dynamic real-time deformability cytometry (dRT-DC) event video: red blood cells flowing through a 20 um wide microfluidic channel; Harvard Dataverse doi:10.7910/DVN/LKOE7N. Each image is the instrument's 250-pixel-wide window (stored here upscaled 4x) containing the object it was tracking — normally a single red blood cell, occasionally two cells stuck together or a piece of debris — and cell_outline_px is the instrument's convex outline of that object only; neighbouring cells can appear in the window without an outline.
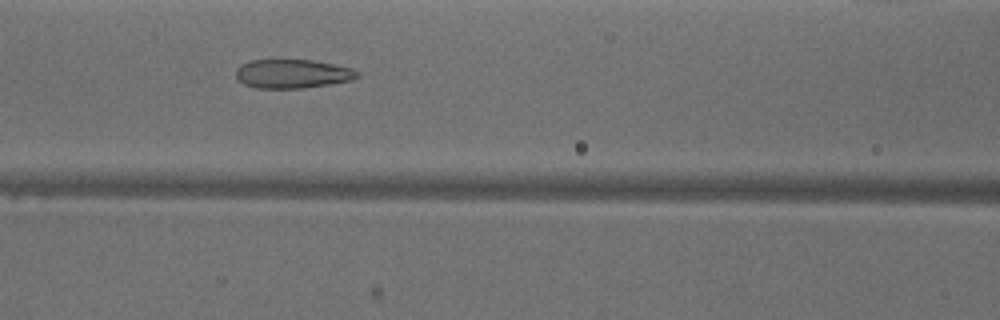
{"species": "common noctule bat (a hibernating species)", "species_latin": "Nyctalus noctula", "temperature_condition": "warm", "stored_images_in_passage": 39, "camera_frame_rate_fps": 3000, "um_per_image_px": 0.085, "animal": {"sex": "male", "body_mass_g": 18.8}, "frame": {"image": 1, "passage_image": 20, "time_ms": 6.333, "image_size_px": [1000, 320], "cell_outline_px": [[360, 76], [352, 80], [304, 88], [256, 88], [244, 84], [236, 76], [236, 68], [240, 64], [252, 60], [312, 60], [352, 68], [360, 72]], "centroid_in_image_um": [24.87, 6.27], "position_along_channel_um": 141.7, "area_um2": 20.4}}
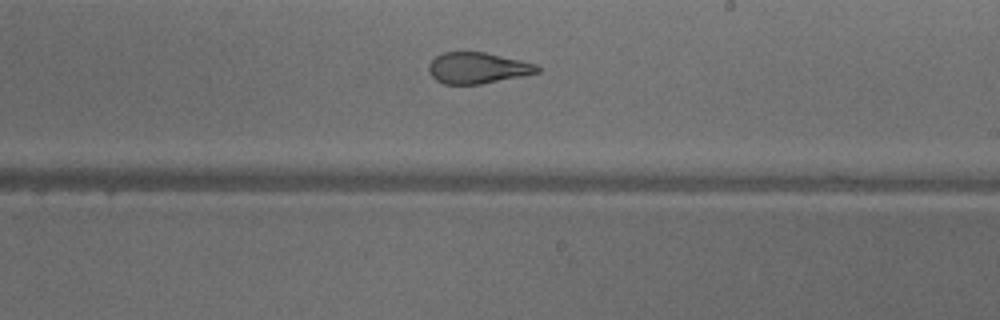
{"frame": {"image": 2, "passage_image": 28, "time_ms": 9.0, "image_size_px": [1000, 320], "cell_outline_px": [[540, 72], [524, 76], [480, 84], [444, 84], [436, 80], [428, 72], [428, 64], [436, 56], [444, 52], [484, 52], [520, 60], [536, 64], [540, 68]], "centroid_in_image_um": [40.59, 5.78], "position_along_channel_um": 248.4, "area_um2": 19.71}}
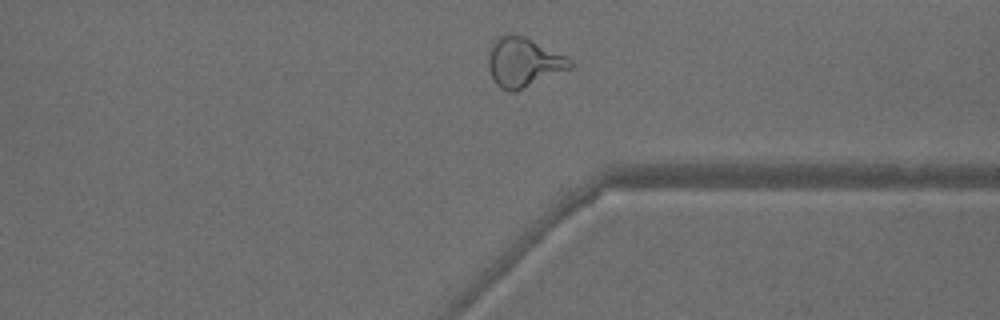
{"frame": {"image": 3, "passage_image": 37, "time_ms": 12.0, "image_size_px": [1000, 320], "cell_outline_px": [[572, 68], [516, 92], [512, 92], [500, 88], [496, 84], [488, 68], [488, 52], [496, 40], [500, 36], [524, 36], [572, 60]], "centroid_in_image_um": [44.49, 5.34], "position_along_channel_um": 366.9, "area_um2": 23.06}, "authors_computed_cell_mechanics": {"area_um2": 22.3686, "velocity_mm_per_s": 4.0005, "shape_relaxation_time_tau1_ms": null, "shape_relaxation_time_tau2_ms": 1.3646, "deformation_change_tau1": null, "deformation_change_tau2": 0.0987}}